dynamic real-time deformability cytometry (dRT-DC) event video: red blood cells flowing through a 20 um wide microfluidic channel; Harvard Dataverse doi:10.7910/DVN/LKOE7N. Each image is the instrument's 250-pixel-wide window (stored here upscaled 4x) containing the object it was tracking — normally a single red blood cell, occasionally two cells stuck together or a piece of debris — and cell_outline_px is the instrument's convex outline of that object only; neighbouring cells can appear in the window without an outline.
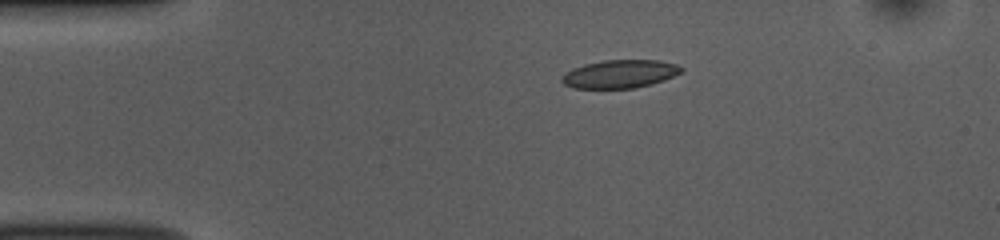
{"species": "common noctule bat (a hibernating species)", "species_latin": "Nyctalus noctula", "temperature_condition": "room temperature", "stored_images_in_passage": 43, "camera_frame_rate_fps": 3000, "um_per_image_px": 0.085, "animal": {"sex": "female", "body_mass_g": 10.0, "forearm_length_mm": 53.1}, "frame": {"image": 1, "passage_image": 1, "time_ms": 0.0, "image_size_px": [1000, 240], "cell_outline_px": [[684, 68], [680, 72], [664, 80], [652, 84], [636, 88], [572, 88], [564, 84], [560, 80], [560, 76], [564, 72], [572, 68], [584, 64], [604, 60], [660, 60], [676, 64]], "centroid_in_image_um": [52.64, 6.28], "position_along_channel_um": 32.4, "area_um2": 19.77}}
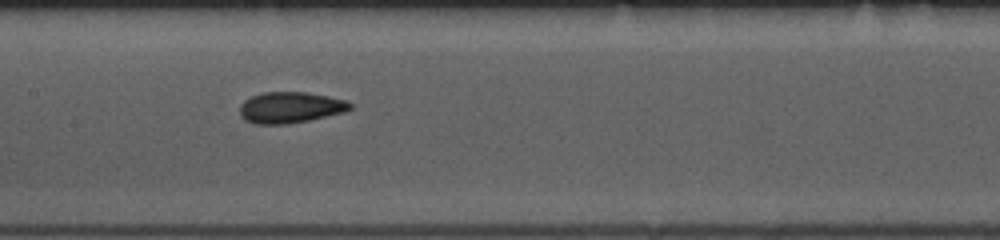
{"frame": {"image": 2, "passage_image": 16, "time_ms": 5.0, "image_size_px": [1000, 240], "cell_outline_px": [[352, 108], [344, 112], [308, 120], [288, 124], [256, 124], [244, 120], [240, 116], [240, 104], [244, 100], [252, 96], [264, 92], [308, 92], [348, 100], [352, 104]], "centroid_in_image_um": [24.67, 9.13], "position_along_channel_um": 182.7, "area_um2": 20.11}}
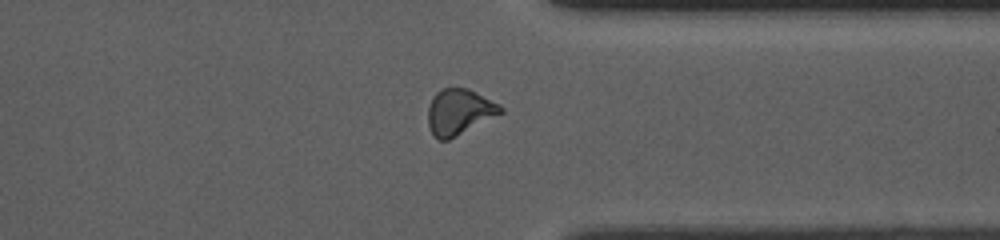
{"frame": {"image": 3, "passage_image": 31, "time_ms": 10.0, "image_size_px": [1000, 240], "cell_outline_px": [[504, 112], [448, 140], [440, 140], [432, 132], [428, 124], [428, 108], [432, 96], [436, 92], [444, 88], [468, 88], [500, 104], [504, 108]], "centroid_in_image_um": [39.04, 9.49], "position_along_channel_um": 372.4, "area_um2": 19.25}, "authors_computed_cell_mechanics": {"area_um2": 19.5364, "velocity_mm_per_s": 3.8619, "shape_relaxation_time_tau1_ms": 6.0622, "shape_relaxation_time_tau2_ms": 3.5257, "deformation_change_tau1": 0.1369, "deformation_change_tau2": 0.085}}